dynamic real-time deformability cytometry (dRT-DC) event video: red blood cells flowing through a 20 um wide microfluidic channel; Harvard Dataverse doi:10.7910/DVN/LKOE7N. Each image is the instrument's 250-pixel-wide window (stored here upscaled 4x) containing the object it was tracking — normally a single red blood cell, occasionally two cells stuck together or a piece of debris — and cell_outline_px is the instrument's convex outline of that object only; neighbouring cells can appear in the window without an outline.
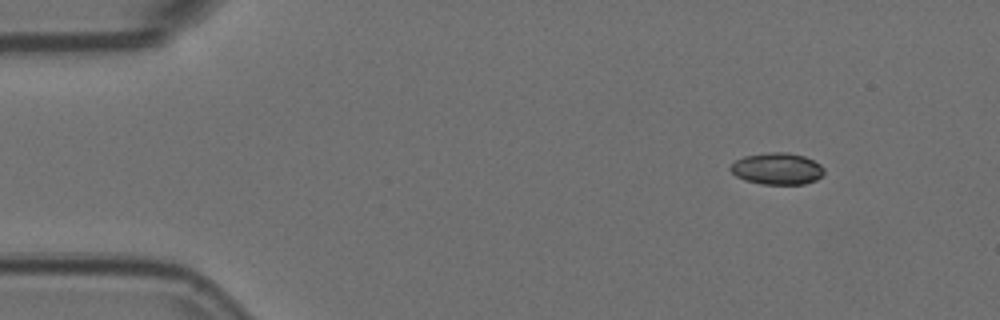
{"species": "Egyptian fruit bat (a non-hibernating species)", "species_latin": "Rousettus aegyptiacus", "temperature_condition": "room temperature", "stored_images_in_passage": 4, "camera_frame_rate_fps": 3000, "um_per_image_px": 0.085, "animal": {"sex": "female"}, "frame": {"image": 1, "passage_image": 1, "time_ms": 0.0, "image_size_px": [1000, 320], "cell_outline_px": [[824, 172], [816, 180], [804, 184], [760, 184], [744, 180], [736, 176], [728, 168], [736, 160], [744, 156], [768, 152], [788, 152], [804, 156], [820, 164], [824, 168]], "centroid_in_image_um": [66.04, 14.34], "position_along_channel_um": 19.0, "area_um2": 17.34}}
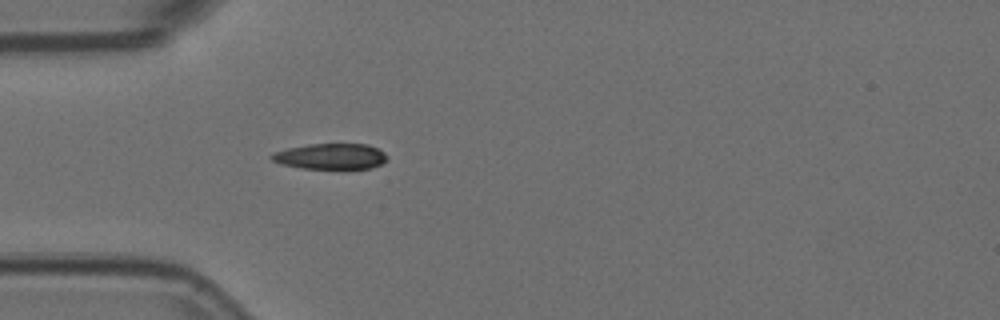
{"frame": {"image": 2, "passage_image": 4, "time_ms": 1.0, "image_size_px": [1000, 320], "cell_outline_px": [[384, 160], [380, 164], [372, 168], [344, 172], [300, 168], [280, 164], [272, 160], [268, 156], [272, 152], [288, 148], [308, 144], [368, 144], [384, 152]], "centroid_in_image_um": [28.06, 13.35], "position_along_channel_um": 56.9, "area_um2": 18.21}}